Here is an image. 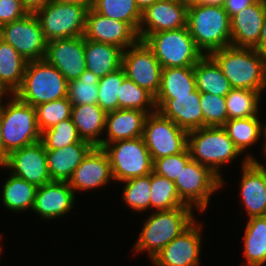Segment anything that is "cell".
<instances>
[{
	"instance_id": "47",
	"label": "cell",
	"mask_w": 266,
	"mask_h": 266,
	"mask_svg": "<svg viewBox=\"0 0 266 266\" xmlns=\"http://www.w3.org/2000/svg\"><path fill=\"white\" fill-rule=\"evenodd\" d=\"M254 49L266 58V13L261 29V34L259 37V42Z\"/></svg>"
},
{
	"instance_id": "51",
	"label": "cell",
	"mask_w": 266,
	"mask_h": 266,
	"mask_svg": "<svg viewBox=\"0 0 266 266\" xmlns=\"http://www.w3.org/2000/svg\"><path fill=\"white\" fill-rule=\"evenodd\" d=\"M52 2H58V3H70V4H82L86 5L89 8L92 7L93 0H49Z\"/></svg>"
},
{
	"instance_id": "30",
	"label": "cell",
	"mask_w": 266,
	"mask_h": 266,
	"mask_svg": "<svg viewBox=\"0 0 266 266\" xmlns=\"http://www.w3.org/2000/svg\"><path fill=\"white\" fill-rule=\"evenodd\" d=\"M27 62L12 45L0 38V80L13 94L21 87Z\"/></svg>"
},
{
	"instance_id": "50",
	"label": "cell",
	"mask_w": 266,
	"mask_h": 266,
	"mask_svg": "<svg viewBox=\"0 0 266 266\" xmlns=\"http://www.w3.org/2000/svg\"><path fill=\"white\" fill-rule=\"evenodd\" d=\"M163 0H135V3L139 10L143 12L146 8L150 7L151 5Z\"/></svg>"
},
{
	"instance_id": "31",
	"label": "cell",
	"mask_w": 266,
	"mask_h": 266,
	"mask_svg": "<svg viewBox=\"0 0 266 266\" xmlns=\"http://www.w3.org/2000/svg\"><path fill=\"white\" fill-rule=\"evenodd\" d=\"M9 176L3 185L1 195L3 205L15 212L32 210L38 187L13 174Z\"/></svg>"
},
{
	"instance_id": "7",
	"label": "cell",
	"mask_w": 266,
	"mask_h": 266,
	"mask_svg": "<svg viewBox=\"0 0 266 266\" xmlns=\"http://www.w3.org/2000/svg\"><path fill=\"white\" fill-rule=\"evenodd\" d=\"M144 41L163 68L195 66L204 56L197 48L187 26L152 33Z\"/></svg>"
},
{
	"instance_id": "42",
	"label": "cell",
	"mask_w": 266,
	"mask_h": 266,
	"mask_svg": "<svg viewBox=\"0 0 266 266\" xmlns=\"http://www.w3.org/2000/svg\"><path fill=\"white\" fill-rule=\"evenodd\" d=\"M123 200L133 210L150 208V174L123 181Z\"/></svg>"
},
{
	"instance_id": "40",
	"label": "cell",
	"mask_w": 266,
	"mask_h": 266,
	"mask_svg": "<svg viewBox=\"0 0 266 266\" xmlns=\"http://www.w3.org/2000/svg\"><path fill=\"white\" fill-rule=\"evenodd\" d=\"M72 106L68 97L35 106L40 132L53 127L62 120L71 118Z\"/></svg>"
},
{
	"instance_id": "6",
	"label": "cell",
	"mask_w": 266,
	"mask_h": 266,
	"mask_svg": "<svg viewBox=\"0 0 266 266\" xmlns=\"http://www.w3.org/2000/svg\"><path fill=\"white\" fill-rule=\"evenodd\" d=\"M187 148L191 160L209 167L220 178V166L242 154L222 126L189 131Z\"/></svg>"
},
{
	"instance_id": "38",
	"label": "cell",
	"mask_w": 266,
	"mask_h": 266,
	"mask_svg": "<svg viewBox=\"0 0 266 266\" xmlns=\"http://www.w3.org/2000/svg\"><path fill=\"white\" fill-rule=\"evenodd\" d=\"M99 79L86 69L79 79L68 82L67 97L71 104H97Z\"/></svg>"
},
{
	"instance_id": "10",
	"label": "cell",
	"mask_w": 266,
	"mask_h": 266,
	"mask_svg": "<svg viewBox=\"0 0 266 266\" xmlns=\"http://www.w3.org/2000/svg\"><path fill=\"white\" fill-rule=\"evenodd\" d=\"M174 183L180 199L188 206H196L200 212L207 208L210 196L224 184L209 167L194 160L182 167Z\"/></svg>"
},
{
	"instance_id": "20",
	"label": "cell",
	"mask_w": 266,
	"mask_h": 266,
	"mask_svg": "<svg viewBox=\"0 0 266 266\" xmlns=\"http://www.w3.org/2000/svg\"><path fill=\"white\" fill-rule=\"evenodd\" d=\"M240 191L248 218L266 216V167L251 155L242 164Z\"/></svg>"
},
{
	"instance_id": "23",
	"label": "cell",
	"mask_w": 266,
	"mask_h": 266,
	"mask_svg": "<svg viewBox=\"0 0 266 266\" xmlns=\"http://www.w3.org/2000/svg\"><path fill=\"white\" fill-rule=\"evenodd\" d=\"M74 203V190L67 181H51L37 188L32 210L43 219H56L73 209Z\"/></svg>"
},
{
	"instance_id": "54",
	"label": "cell",
	"mask_w": 266,
	"mask_h": 266,
	"mask_svg": "<svg viewBox=\"0 0 266 266\" xmlns=\"http://www.w3.org/2000/svg\"><path fill=\"white\" fill-rule=\"evenodd\" d=\"M183 5H185L186 7H190L193 5H197L200 4L202 2V0H179Z\"/></svg>"
},
{
	"instance_id": "5",
	"label": "cell",
	"mask_w": 266,
	"mask_h": 266,
	"mask_svg": "<svg viewBox=\"0 0 266 266\" xmlns=\"http://www.w3.org/2000/svg\"><path fill=\"white\" fill-rule=\"evenodd\" d=\"M1 120L5 162L11 152L41 141L35 107L15 94L8 103L1 104Z\"/></svg>"
},
{
	"instance_id": "22",
	"label": "cell",
	"mask_w": 266,
	"mask_h": 266,
	"mask_svg": "<svg viewBox=\"0 0 266 266\" xmlns=\"http://www.w3.org/2000/svg\"><path fill=\"white\" fill-rule=\"evenodd\" d=\"M266 13V0H256L230 18L231 46L255 48L259 42Z\"/></svg>"
},
{
	"instance_id": "34",
	"label": "cell",
	"mask_w": 266,
	"mask_h": 266,
	"mask_svg": "<svg viewBox=\"0 0 266 266\" xmlns=\"http://www.w3.org/2000/svg\"><path fill=\"white\" fill-rule=\"evenodd\" d=\"M91 8L104 17L128 23L138 33L142 12L135 0H93Z\"/></svg>"
},
{
	"instance_id": "46",
	"label": "cell",
	"mask_w": 266,
	"mask_h": 266,
	"mask_svg": "<svg viewBox=\"0 0 266 266\" xmlns=\"http://www.w3.org/2000/svg\"><path fill=\"white\" fill-rule=\"evenodd\" d=\"M255 1L256 0H225L224 1V8H225L227 14L231 18L235 14L246 9L249 5H251Z\"/></svg>"
},
{
	"instance_id": "1",
	"label": "cell",
	"mask_w": 266,
	"mask_h": 266,
	"mask_svg": "<svg viewBox=\"0 0 266 266\" xmlns=\"http://www.w3.org/2000/svg\"><path fill=\"white\" fill-rule=\"evenodd\" d=\"M210 56L232 88L262 92L266 88V58L253 48L225 47Z\"/></svg>"
},
{
	"instance_id": "14",
	"label": "cell",
	"mask_w": 266,
	"mask_h": 266,
	"mask_svg": "<svg viewBox=\"0 0 266 266\" xmlns=\"http://www.w3.org/2000/svg\"><path fill=\"white\" fill-rule=\"evenodd\" d=\"M2 166L10 168L11 174L37 187L52 181L46 149L41 141L11 152Z\"/></svg>"
},
{
	"instance_id": "43",
	"label": "cell",
	"mask_w": 266,
	"mask_h": 266,
	"mask_svg": "<svg viewBox=\"0 0 266 266\" xmlns=\"http://www.w3.org/2000/svg\"><path fill=\"white\" fill-rule=\"evenodd\" d=\"M204 127L223 126L228 120L225 96L200 92Z\"/></svg>"
},
{
	"instance_id": "15",
	"label": "cell",
	"mask_w": 266,
	"mask_h": 266,
	"mask_svg": "<svg viewBox=\"0 0 266 266\" xmlns=\"http://www.w3.org/2000/svg\"><path fill=\"white\" fill-rule=\"evenodd\" d=\"M193 221L151 261L156 266H198L201 250V224Z\"/></svg>"
},
{
	"instance_id": "11",
	"label": "cell",
	"mask_w": 266,
	"mask_h": 266,
	"mask_svg": "<svg viewBox=\"0 0 266 266\" xmlns=\"http://www.w3.org/2000/svg\"><path fill=\"white\" fill-rule=\"evenodd\" d=\"M142 137L153 161L184 152L188 146V132L158 110L148 114Z\"/></svg>"
},
{
	"instance_id": "48",
	"label": "cell",
	"mask_w": 266,
	"mask_h": 266,
	"mask_svg": "<svg viewBox=\"0 0 266 266\" xmlns=\"http://www.w3.org/2000/svg\"><path fill=\"white\" fill-rule=\"evenodd\" d=\"M22 5L27 9L29 13H34L40 9L49 0H20Z\"/></svg>"
},
{
	"instance_id": "55",
	"label": "cell",
	"mask_w": 266,
	"mask_h": 266,
	"mask_svg": "<svg viewBox=\"0 0 266 266\" xmlns=\"http://www.w3.org/2000/svg\"><path fill=\"white\" fill-rule=\"evenodd\" d=\"M263 129H264V134H263V136H264V139H265V140H264L265 142L263 143V144H264V146H263V148H264V149H263L264 153H263V154H264L265 157H266V126H264Z\"/></svg>"
},
{
	"instance_id": "25",
	"label": "cell",
	"mask_w": 266,
	"mask_h": 266,
	"mask_svg": "<svg viewBox=\"0 0 266 266\" xmlns=\"http://www.w3.org/2000/svg\"><path fill=\"white\" fill-rule=\"evenodd\" d=\"M147 116L148 113L137 109L108 112L105 121L107 139H102V148L116 141L142 137Z\"/></svg>"
},
{
	"instance_id": "26",
	"label": "cell",
	"mask_w": 266,
	"mask_h": 266,
	"mask_svg": "<svg viewBox=\"0 0 266 266\" xmlns=\"http://www.w3.org/2000/svg\"><path fill=\"white\" fill-rule=\"evenodd\" d=\"M106 115L107 113L98 104L72 106L71 118L79 137L101 148L102 139L99 136L106 133Z\"/></svg>"
},
{
	"instance_id": "33",
	"label": "cell",
	"mask_w": 266,
	"mask_h": 266,
	"mask_svg": "<svg viewBox=\"0 0 266 266\" xmlns=\"http://www.w3.org/2000/svg\"><path fill=\"white\" fill-rule=\"evenodd\" d=\"M258 116L227 120L222 126L241 153L254 145L264 133Z\"/></svg>"
},
{
	"instance_id": "45",
	"label": "cell",
	"mask_w": 266,
	"mask_h": 266,
	"mask_svg": "<svg viewBox=\"0 0 266 266\" xmlns=\"http://www.w3.org/2000/svg\"><path fill=\"white\" fill-rule=\"evenodd\" d=\"M28 13L20 0H0V27L19 20Z\"/></svg>"
},
{
	"instance_id": "16",
	"label": "cell",
	"mask_w": 266,
	"mask_h": 266,
	"mask_svg": "<svg viewBox=\"0 0 266 266\" xmlns=\"http://www.w3.org/2000/svg\"><path fill=\"white\" fill-rule=\"evenodd\" d=\"M188 7L179 0L159 1L142 12L139 40L159 31L177 30L187 26ZM145 25V26H144Z\"/></svg>"
},
{
	"instance_id": "3",
	"label": "cell",
	"mask_w": 266,
	"mask_h": 266,
	"mask_svg": "<svg viewBox=\"0 0 266 266\" xmlns=\"http://www.w3.org/2000/svg\"><path fill=\"white\" fill-rule=\"evenodd\" d=\"M191 206L156 211L146 222L135 242V252L148 251L152 260L159 252L183 232L195 219Z\"/></svg>"
},
{
	"instance_id": "53",
	"label": "cell",
	"mask_w": 266,
	"mask_h": 266,
	"mask_svg": "<svg viewBox=\"0 0 266 266\" xmlns=\"http://www.w3.org/2000/svg\"><path fill=\"white\" fill-rule=\"evenodd\" d=\"M7 93V95H9L8 93L10 92L11 94H10V96L11 95H13V93L4 85V83L0 80V103L2 102V97L4 96V95H6V93Z\"/></svg>"
},
{
	"instance_id": "8",
	"label": "cell",
	"mask_w": 266,
	"mask_h": 266,
	"mask_svg": "<svg viewBox=\"0 0 266 266\" xmlns=\"http://www.w3.org/2000/svg\"><path fill=\"white\" fill-rule=\"evenodd\" d=\"M89 7L48 1L34 12L47 42L84 36Z\"/></svg>"
},
{
	"instance_id": "18",
	"label": "cell",
	"mask_w": 266,
	"mask_h": 266,
	"mask_svg": "<svg viewBox=\"0 0 266 266\" xmlns=\"http://www.w3.org/2000/svg\"><path fill=\"white\" fill-rule=\"evenodd\" d=\"M156 109L187 132L204 127L200 91L183 96H156Z\"/></svg>"
},
{
	"instance_id": "21",
	"label": "cell",
	"mask_w": 266,
	"mask_h": 266,
	"mask_svg": "<svg viewBox=\"0 0 266 266\" xmlns=\"http://www.w3.org/2000/svg\"><path fill=\"white\" fill-rule=\"evenodd\" d=\"M111 179L109 156L103 148L95 146L74 170L68 183L75 192L102 187Z\"/></svg>"
},
{
	"instance_id": "37",
	"label": "cell",
	"mask_w": 266,
	"mask_h": 266,
	"mask_svg": "<svg viewBox=\"0 0 266 266\" xmlns=\"http://www.w3.org/2000/svg\"><path fill=\"white\" fill-rule=\"evenodd\" d=\"M118 99L119 109H137L148 114L157 110L155 98L127 77L120 85V96H118ZM147 107H150V110Z\"/></svg>"
},
{
	"instance_id": "19",
	"label": "cell",
	"mask_w": 266,
	"mask_h": 266,
	"mask_svg": "<svg viewBox=\"0 0 266 266\" xmlns=\"http://www.w3.org/2000/svg\"><path fill=\"white\" fill-rule=\"evenodd\" d=\"M84 38L111 44L123 50L139 40L137 32L128 23L104 17L91 7L86 16Z\"/></svg>"
},
{
	"instance_id": "41",
	"label": "cell",
	"mask_w": 266,
	"mask_h": 266,
	"mask_svg": "<svg viewBox=\"0 0 266 266\" xmlns=\"http://www.w3.org/2000/svg\"><path fill=\"white\" fill-rule=\"evenodd\" d=\"M81 140L72 118L60 121L41 133V142L45 149H59Z\"/></svg>"
},
{
	"instance_id": "9",
	"label": "cell",
	"mask_w": 266,
	"mask_h": 266,
	"mask_svg": "<svg viewBox=\"0 0 266 266\" xmlns=\"http://www.w3.org/2000/svg\"><path fill=\"white\" fill-rule=\"evenodd\" d=\"M103 149L110 159L113 180L123 182L153 172V160L143 137L109 143Z\"/></svg>"
},
{
	"instance_id": "32",
	"label": "cell",
	"mask_w": 266,
	"mask_h": 266,
	"mask_svg": "<svg viewBox=\"0 0 266 266\" xmlns=\"http://www.w3.org/2000/svg\"><path fill=\"white\" fill-rule=\"evenodd\" d=\"M196 90L194 66L163 68L156 96H183Z\"/></svg>"
},
{
	"instance_id": "4",
	"label": "cell",
	"mask_w": 266,
	"mask_h": 266,
	"mask_svg": "<svg viewBox=\"0 0 266 266\" xmlns=\"http://www.w3.org/2000/svg\"><path fill=\"white\" fill-rule=\"evenodd\" d=\"M68 81L46 59L27 62L21 87L14 93L35 107L67 97Z\"/></svg>"
},
{
	"instance_id": "39",
	"label": "cell",
	"mask_w": 266,
	"mask_h": 266,
	"mask_svg": "<svg viewBox=\"0 0 266 266\" xmlns=\"http://www.w3.org/2000/svg\"><path fill=\"white\" fill-rule=\"evenodd\" d=\"M126 78L123 67L99 79L97 104L106 112L119 109L120 85Z\"/></svg>"
},
{
	"instance_id": "13",
	"label": "cell",
	"mask_w": 266,
	"mask_h": 266,
	"mask_svg": "<svg viewBox=\"0 0 266 266\" xmlns=\"http://www.w3.org/2000/svg\"><path fill=\"white\" fill-rule=\"evenodd\" d=\"M122 67L128 79L156 97L163 67L145 41L138 40L128 51H123Z\"/></svg>"
},
{
	"instance_id": "52",
	"label": "cell",
	"mask_w": 266,
	"mask_h": 266,
	"mask_svg": "<svg viewBox=\"0 0 266 266\" xmlns=\"http://www.w3.org/2000/svg\"><path fill=\"white\" fill-rule=\"evenodd\" d=\"M225 0H202L200 4L203 5H214V6H224Z\"/></svg>"
},
{
	"instance_id": "29",
	"label": "cell",
	"mask_w": 266,
	"mask_h": 266,
	"mask_svg": "<svg viewBox=\"0 0 266 266\" xmlns=\"http://www.w3.org/2000/svg\"><path fill=\"white\" fill-rule=\"evenodd\" d=\"M244 255L246 263L241 266H262L266 263V216L249 218L244 233Z\"/></svg>"
},
{
	"instance_id": "28",
	"label": "cell",
	"mask_w": 266,
	"mask_h": 266,
	"mask_svg": "<svg viewBox=\"0 0 266 266\" xmlns=\"http://www.w3.org/2000/svg\"><path fill=\"white\" fill-rule=\"evenodd\" d=\"M197 90L204 93L226 96L232 89L220 66L210 56L204 55L194 66Z\"/></svg>"
},
{
	"instance_id": "35",
	"label": "cell",
	"mask_w": 266,
	"mask_h": 266,
	"mask_svg": "<svg viewBox=\"0 0 266 266\" xmlns=\"http://www.w3.org/2000/svg\"><path fill=\"white\" fill-rule=\"evenodd\" d=\"M188 206L179 197L176 185L166 177L150 173V207L157 211Z\"/></svg>"
},
{
	"instance_id": "2",
	"label": "cell",
	"mask_w": 266,
	"mask_h": 266,
	"mask_svg": "<svg viewBox=\"0 0 266 266\" xmlns=\"http://www.w3.org/2000/svg\"><path fill=\"white\" fill-rule=\"evenodd\" d=\"M187 27L204 55L231 46L230 16L224 6L197 4L188 7Z\"/></svg>"
},
{
	"instance_id": "12",
	"label": "cell",
	"mask_w": 266,
	"mask_h": 266,
	"mask_svg": "<svg viewBox=\"0 0 266 266\" xmlns=\"http://www.w3.org/2000/svg\"><path fill=\"white\" fill-rule=\"evenodd\" d=\"M0 38L12 45L28 62L45 59L47 41L34 13L1 26Z\"/></svg>"
},
{
	"instance_id": "44",
	"label": "cell",
	"mask_w": 266,
	"mask_h": 266,
	"mask_svg": "<svg viewBox=\"0 0 266 266\" xmlns=\"http://www.w3.org/2000/svg\"><path fill=\"white\" fill-rule=\"evenodd\" d=\"M190 160L191 156L187 148L184 152L155 159L153 161V172L174 182L179 176L182 167Z\"/></svg>"
},
{
	"instance_id": "24",
	"label": "cell",
	"mask_w": 266,
	"mask_h": 266,
	"mask_svg": "<svg viewBox=\"0 0 266 266\" xmlns=\"http://www.w3.org/2000/svg\"><path fill=\"white\" fill-rule=\"evenodd\" d=\"M95 146L80 140L59 149H46L48 171L52 181H67Z\"/></svg>"
},
{
	"instance_id": "17",
	"label": "cell",
	"mask_w": 266,
	"mask_h": 266,
	"mask_svg": "<svg viewBox=\"0 0 266 266\" xmlns=\"http://www.w3.org/2000/svg\"><path fill=\"white\" fill-rule=\"evenodd\" d=\"M45 59L70 82L86 70L84 36L55 39L47 42Z\"/></svg>"
},
{
	"instance_id": "49",
	"label": "cell",
	"mask_w": 266,
	"mask_h": 266,
	"mask_svg": "<svg viewBox=\"0 0 266 266\" xmlns=\"http://www.w3.org/2000/svg\"><path fill=\"white\" fill-rule=\"evenodd\" d=\"M5 163V149L2 138V120H1V103H0V166Z\"/></svg>"
},
{
	"instance_id": "36",
	"label": "cell",
	"mask_w": 266,
	"mask_h": 266,
	"mask_svg": "<svg viewBox=\"0 0 266 266\" xmlns=\"http://www.w3.org/2000/svg\"><path fill=\"white\" fill-rule=\"evenodd\" d=\"M260 99L258 91L232 88L225 96L228 120L257 116Z\"/></svg>"
},
{
	"instance_id": "27",
	"label": "cell",
	"mask_w": 266,
	"mask_h": 266,
	"mask_svg": "<svg viewBox=\"0 0 266 266\" xmlns=\"http://www.w3.org/2000/svg\"><path fill=\"white\" fill-rule=\"evenodd\" d=\"M86 69L103 78L122 67L123 49L84 38Z\"/></svg>"
}]
</instances>
